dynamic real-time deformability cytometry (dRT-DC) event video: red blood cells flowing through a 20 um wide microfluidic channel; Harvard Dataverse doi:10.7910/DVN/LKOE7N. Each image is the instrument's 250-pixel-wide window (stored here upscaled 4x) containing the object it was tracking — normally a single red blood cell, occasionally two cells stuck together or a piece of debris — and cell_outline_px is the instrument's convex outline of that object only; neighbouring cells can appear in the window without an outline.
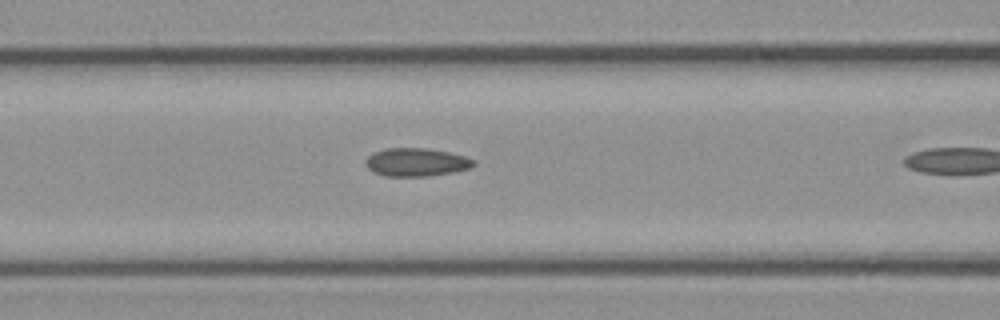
{"species": "common noctule bat (a hibernating species)", "species_latin": "Nyctalus noctula", "temperature_condition": "cold", "stored_images_in_passage": 10, "camera_frame_rate_fps": 3000, "um_per_image_px": 0.085, "animal": {"sex": "female", "body_mass_g": 21.9}, "frame": {"image": 1, "passage_image": 9, "time_ms": 2.667, "image_size_px": [1000, 320], "cell_outline_px": [[476, 164], [472, 168], [452, 172], [428, 176], [384, 176], [372, 172], [364, 164], [364, 160], [368, 156], [376, 152], [388, 148], [428, 148], [448, 152], [464, 156], [476, 160]], "centroid_in_image_um": [35.39, 13.79], "position_along_channel_um": 131.2, "area_um2": 17.86}}